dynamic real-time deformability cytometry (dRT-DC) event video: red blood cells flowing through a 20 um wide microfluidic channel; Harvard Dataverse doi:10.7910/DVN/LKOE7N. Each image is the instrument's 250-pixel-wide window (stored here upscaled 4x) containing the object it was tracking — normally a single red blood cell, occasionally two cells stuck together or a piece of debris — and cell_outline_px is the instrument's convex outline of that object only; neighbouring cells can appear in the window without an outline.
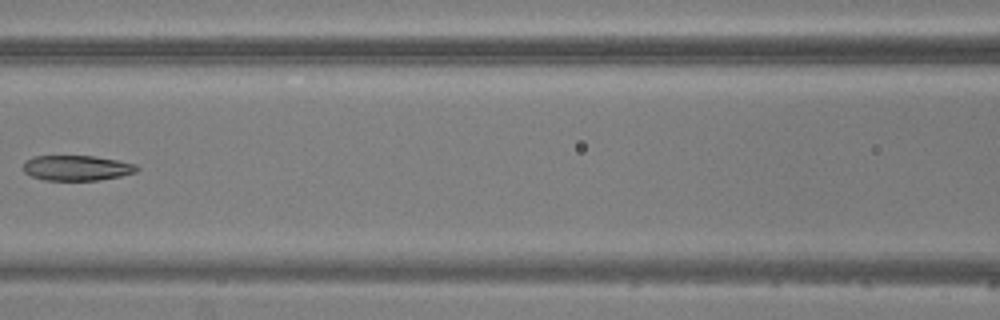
{"species": "common noctule bat (a hibernating species)", "species_latin": "Nyctalus noctula", "temperature_condition": "warm", "stored_images_in_passage": 6, "camera_frame_rate_fps": 3000, "um_per_image_px": 0.085, "animal": {"sex": "male", "body_mass_g": 20.5, "forearm_length_mm": 52.5}, "frame": {"image": 1, "passage_image": 6, "time_ms": 6.667, "image_size_px": [1000, 320], "cell_outline_px": [[140, 168], [136, 172], [120, 176], [100, 180], [44, 180], [32, 176], [24, 172], [24, 160], [32, 156], [92, 156], [116, 160], [136, 164]], "centroid_in_image_um": [6.52, 14.27], "position_along_channel_um": 160.1, "area_um2": 16.7}}